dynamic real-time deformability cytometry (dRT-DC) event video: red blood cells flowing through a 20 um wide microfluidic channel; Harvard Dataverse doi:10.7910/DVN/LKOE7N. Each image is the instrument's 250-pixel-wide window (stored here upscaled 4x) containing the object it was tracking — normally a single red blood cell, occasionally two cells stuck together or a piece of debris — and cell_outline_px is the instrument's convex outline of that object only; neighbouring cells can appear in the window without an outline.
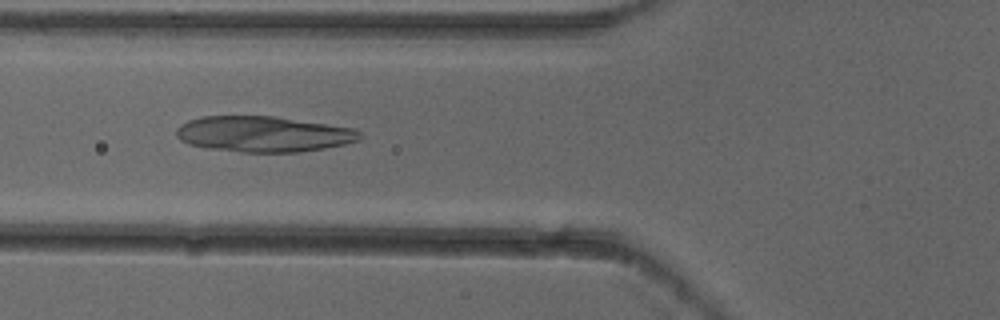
{"species": "common noctule bat (a hibernating species)", "species_latin": "Nyctalus noctula", "temperature_condition": "cold", "stored_images_in_passage": 7, "camera_frame_rate_fps": 3000, "um_per_image_px": 0.085, "animal": {"sex": "female"}, "frame": {"image": 1, "passage_image": 5, "time_ms": 1.333, "image_size_px": [1000, 320], "cell_outline_px": [[364, 136], [360, 140], [344, 144], [324, 148], [300, 152], [240, 152], [208, 148], [188, 144], [180, 140], [176, 136], [176, 128], [180, 124], [188, 120], [200, 116], [276, 116], [352, 128], [360, 132]], "centroid_in_image_um": [22.36, 11.39], "position_along_channel_um": 103.4, "area_um2": 38.38}}
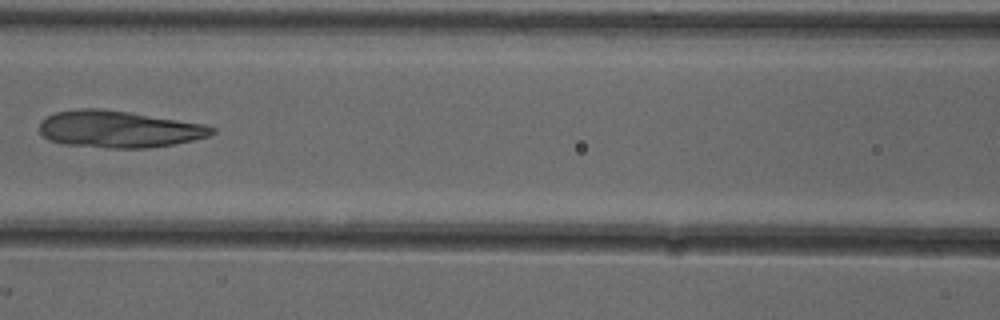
{"frame": {"image": 2, "passage_image": 6, "time_ms": 1.667, "image_size_px": [1000, 320], "cell_outline_px": [[216, 132], [208, 136], [192, 140], [172, 144], [148, 148], [108, 148], [64, 144], [48, 140], [40, 132], [40, 120], [56, 112], [76, 108], [96, 108], [128, 112], [204, 124], [216, 128]], "centroid_in_image_um": [10.07, 10.98], "position_along_channel_um": 156.5, "area_um2": 36.93}}
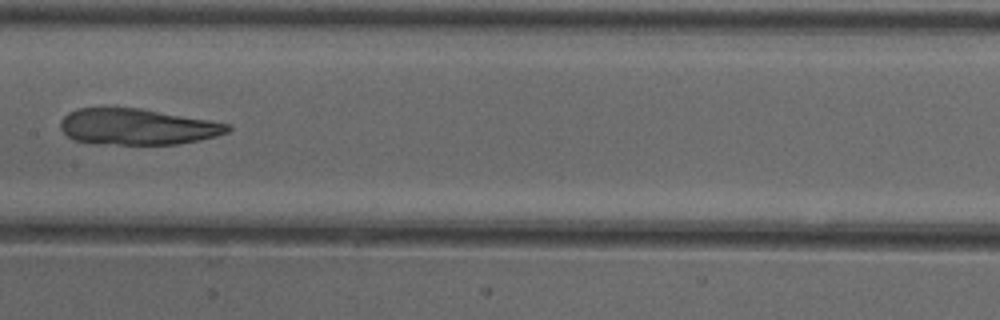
{"frame": {"image": 3, "passage_image": 7, "time_ms": 2.0, "image_size_px": [1000, 320], "cell_outline_px": [[232, 128], [228, 132], [216, 136], [200, 140], [176, 144], [96, 144], [72, 140], [60, 128], [60, 120], [68, 112], [80, 108], [140, 108], [208, 120], [228, 124]], "centroid_in_image_um": [11.63, 10.78], "position_along_channel_um": 195.8, "area_um2": 35.08}}